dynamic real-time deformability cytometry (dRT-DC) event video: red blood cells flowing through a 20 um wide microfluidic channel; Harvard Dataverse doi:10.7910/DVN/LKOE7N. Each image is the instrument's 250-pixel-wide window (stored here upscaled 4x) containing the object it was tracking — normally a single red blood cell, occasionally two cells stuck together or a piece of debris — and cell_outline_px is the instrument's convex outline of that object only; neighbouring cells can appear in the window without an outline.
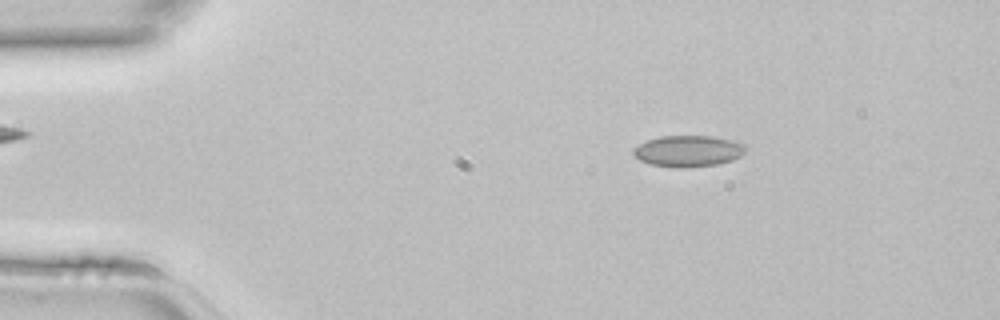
{"species": "common noctule bat (a hibernating species)", "species_latin": "Nyctalus noctula", "temperature_condition": "room temperature", "stored_images_in_passage": 39, "camera_frame_rate_fps": 3000, "um_per_image_px": 0.085, "animal": {"sex": "female", "body_mass_g": 22.7, "forearm_length_mm": 54.2}, "frame": {"image": 1, "passage_image": 2, "time_ms": 0.333, "image_size_px": [1000, 320], "cell_outline_px": [[748, 148], [740, 156], [732, 160], [716, 164], [684, 168], [680, 168], [652, 164], [640, 160], [632, 152], [632, 148], [648, 140], [660, 136], [712, 136], [732, 140], [744, 144]], "centroid_in_image_um": [58.51, 12.83], "position_along_channel_um": 26.5, "area_um2": 20.35}}
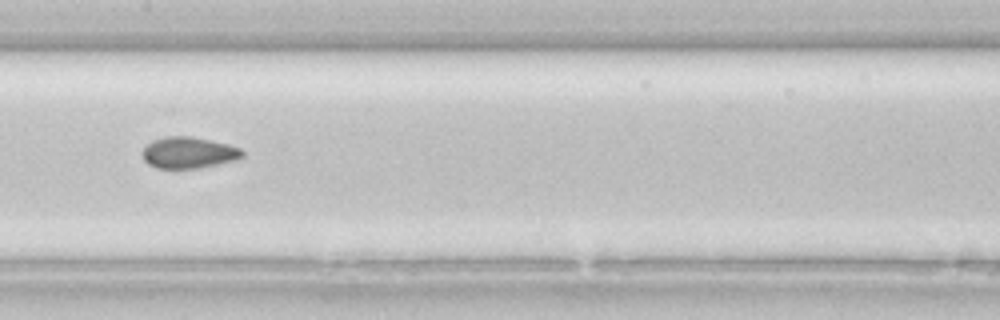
{"frame": {"image": 2, "passage_image": 17, "time_ms": 5.333, "image_size_px": [1000, 320], "cell_outline_px": [[244, 156], [240, 160], [200, 168], [156, 168], [148, 164], [144, 160], [140, 152], [152, 140], [164, 136], [192, 136], [228, 144], [240, 148], [244, 152]], "centroid_in_image_um": [16.05, 12.98], "position_along_channel_um": 191.4, "area_um2": 18.61}}
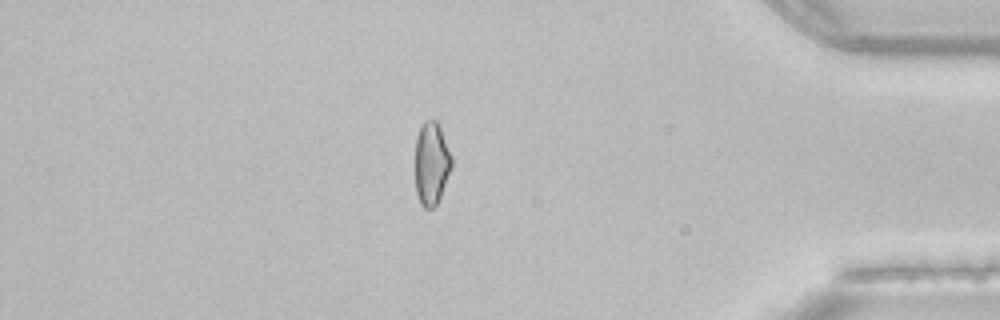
{"frame": {"image": 3, "passage_image": 33, "time_ms": 10.667, "image_size_px": [1000, 320], "cell_outline_px": [[452, 168], [440, 196], [436, 204], [432, 208], [424, 208], [420, 204], [416, 192], [416, 136], [424, 120], [436, 120], [440, 124], [452, 156]], "centroid_in_image_um": [36.69, 13.86], "position_along_channel_um": 398.5, "area_um2": 17.74}}